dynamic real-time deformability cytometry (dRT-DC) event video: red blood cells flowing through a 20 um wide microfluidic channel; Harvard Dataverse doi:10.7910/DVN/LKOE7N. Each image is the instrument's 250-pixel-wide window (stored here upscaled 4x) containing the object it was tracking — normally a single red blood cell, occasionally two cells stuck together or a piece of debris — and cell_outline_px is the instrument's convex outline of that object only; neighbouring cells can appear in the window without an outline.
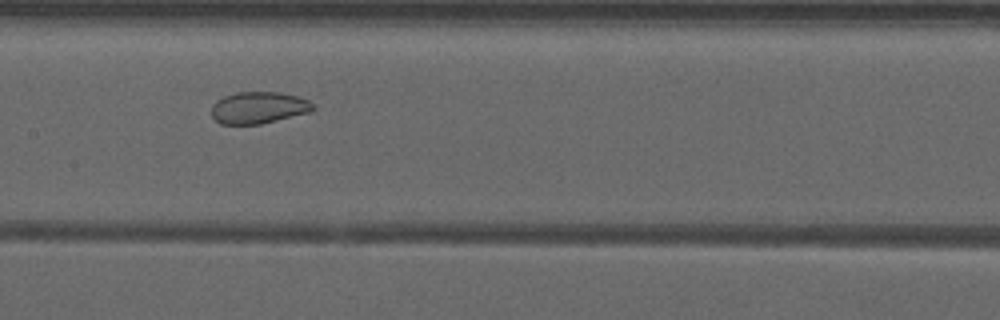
{"species": "common noctule bat (a hibernating species)", "species_latin": "Nyctalus noctula", "temperature_condition": "warm", "stored_images_in_passage": 45, "camera_frame_rate_fps": 3000, "um_per_image_px": 0.085, "animal": {"sex": "male", "forearm_length_mm": 52.5}, "frame": {"image": 1, "passage_image": 19, "time_ms": 6.0, "image_size_px": [1000, 320], "cell_outline_px": [[316, 108], [308, 112], [260, 124], [220, 124], [212, 116], [212, 104], [216, 100], [224, 96], [236, 92], [280, 92], [296, 96], [308, 100]], "centroid_in_image_um": [21.94, 9.14], "position_along_channel_um": 185.5, "area_um2": 18.67}}
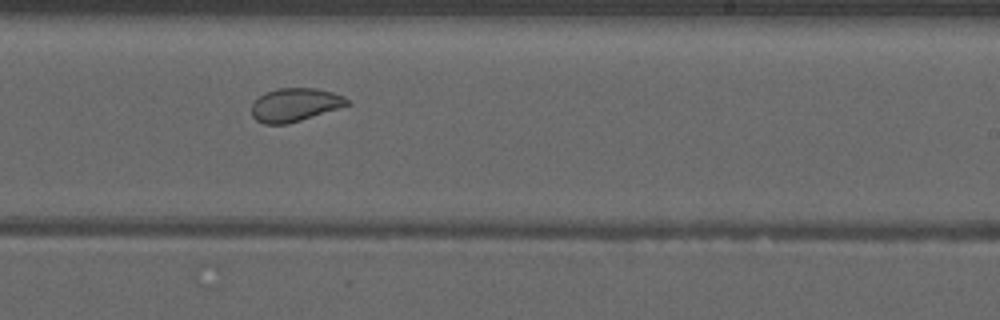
{"frame": {"image": 2, "passage_image": 25, "time_ms": 8.0, "image_size_px": [1000, 320], "cell_outline_px": [[348, 104], [288, 124], [264, 124], [256, 120], [252, 116], [252, 104], [264, 92], [280, 88], [316, 88], [332, 92], [344, 96], [348, 100]], "centroid_in_image_um": [25.02, 8.9], "position_along_channel_um": 264.0, "area_um2": 18.21}}
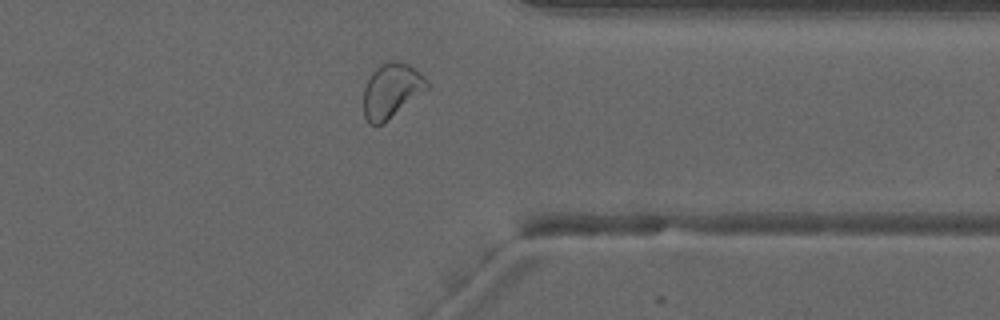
{"frame": {"image": 3, "passage_image": 34, "time_ms": 11.0, "image_size_px": [1000, 320], "cell_outline_px": [[428, 88], [380, 124], [368, 124], [364, 116], [364, 88], [368, 76], [380, 64], [392, 60], [396, 60], [408, 64], [420, 72], [428, 80]], "centroid_in_image_um": [33.25, 7.65], "position_along_channel_um": 378.2, "area_um2": 19.77}, "authors_computed_cell_mechanics": {"area_um2": 22.0796, "velocity_mm_per_s": 3.945, "shape_relaxation_time_tau1_ms": null, "shape_relaxation_time_tau2_ms": 1.3638, "deformation_change_tau1": null, "deformation_change_tau2": 0.0635}}